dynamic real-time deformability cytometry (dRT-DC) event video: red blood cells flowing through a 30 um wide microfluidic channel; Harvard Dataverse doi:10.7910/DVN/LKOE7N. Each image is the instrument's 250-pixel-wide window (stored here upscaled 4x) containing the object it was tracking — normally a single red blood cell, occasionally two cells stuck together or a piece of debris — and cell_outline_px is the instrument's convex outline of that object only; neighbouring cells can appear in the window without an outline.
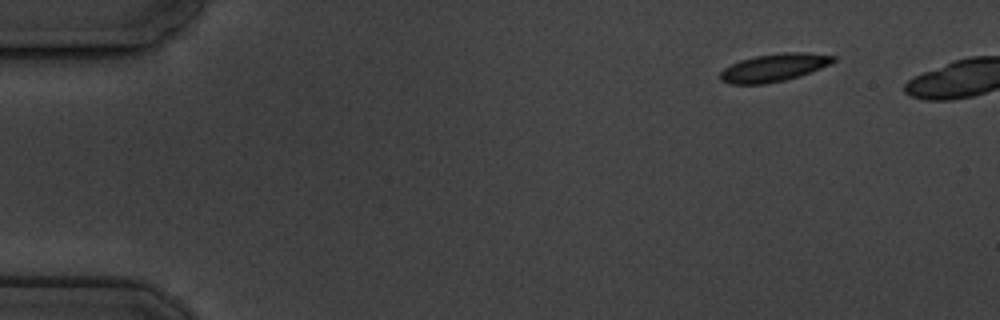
{"species": "common noctule bat (a hibernating species)", "species_latin": "Nyctalus noctula", "temperature_condition": "cold", "stored_images_in_passage": 5, "camera_frame_rate_fps": 3000, "um_per_image_px": 0.085, "animal": {"sex": "male", "body_mass_g": 19.5, "forearm_length_mm": 54.6}, "frame": {"image": 1, "passage_image": 1, "time_ms": 0.0, "image_size_px": [1000, 320], "cell_outline_px": [[836, 60], [820, 68], [800, 76], [784, 80], [764, 84], [728, 84], [720, 80], [720, 72], [724, 68], [740, 60], [756, 56], [784, 52], [804, 52], [836, 56]], "centroid_in_image_um": [65.76, 5.75], "position_along_channel_um": 19.2, "area_um2": 18.21}}